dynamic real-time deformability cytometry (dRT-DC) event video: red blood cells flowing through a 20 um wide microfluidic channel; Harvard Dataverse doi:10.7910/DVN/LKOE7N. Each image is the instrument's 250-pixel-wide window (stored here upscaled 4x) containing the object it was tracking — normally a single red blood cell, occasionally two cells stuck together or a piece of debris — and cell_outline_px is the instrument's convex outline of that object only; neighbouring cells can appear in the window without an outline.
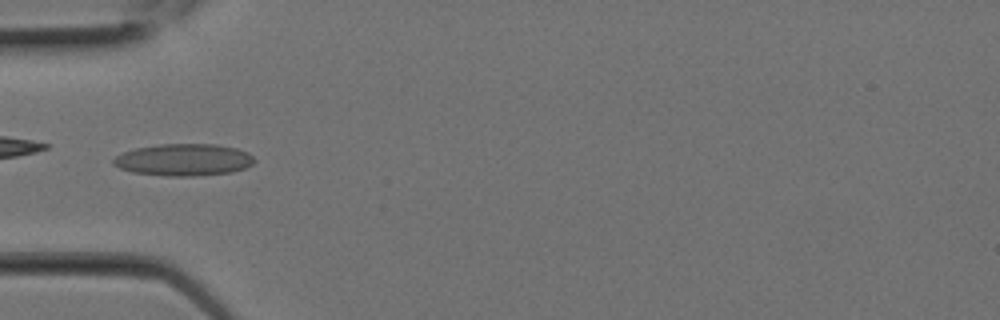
{"species": "Egyptian fruit bat (a non-hibernating species)", "species_latin": "Rousettus aegyptiacus", "temperature_condition": "room temperature", "stored_images_in_passage": 5, "camera_frame_rate_fps": 3000, "um_per_image_px": 0.085, "animal": {"sex": "female"}, "frame": {"image": 1, "passage_image": 3, "time_ms": 0.667, "image_size_px": [1000, 320], "cell_outline_px": [[256, 160], [252, 164], [244, 168], [232, 172], [192, 176], [168, 176], [132, 172], [120, 168], [112, 164], [112, 160], [116, 156], [124, 152], [136, 148], [160, 144], [216, 144], [236, 148], [248, 152]], "centroid_in_image_um": [15.62, 13.58], "position_along_channel_um": 69.4, "area_um2": 26.24}}